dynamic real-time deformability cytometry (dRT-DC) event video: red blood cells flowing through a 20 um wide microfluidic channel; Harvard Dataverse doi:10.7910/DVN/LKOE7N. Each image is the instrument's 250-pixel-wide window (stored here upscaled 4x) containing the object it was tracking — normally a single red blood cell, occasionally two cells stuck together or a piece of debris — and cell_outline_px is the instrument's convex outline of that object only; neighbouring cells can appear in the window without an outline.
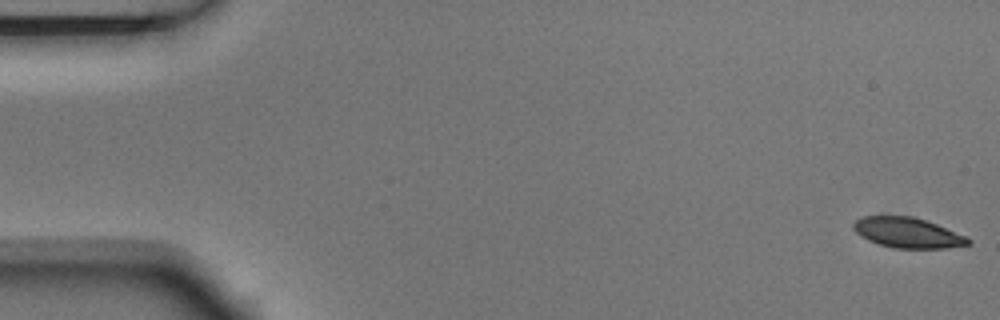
{"species": "Egyptian fruit bat (a non-hibernating species)", "species_latin": "Rousettus aegyptiacus", "temperature_condition": "room temperature", "stored_images_in_passage": 6, "camera_frame_rate_fps": 3000, "um_per_image_px": 0.085, "animal": {"sex": "male"}, "frame": {"image": 1, "passage_image": 1, "time_ms": 0.0, "image_size_px": [1000, 320], "cell_outline_px": [[972, 240], [968, 244], [944, 248], [892, 248], [868, 240], [860, 236], [852, 228], [852, 224], [860, 216], [912, 216], [936, 224], [968, 236]], "centroid_in_image_um": [77.13, 19.78], "position_along_channel_um": 7.9, "area_um2": 20.23}}
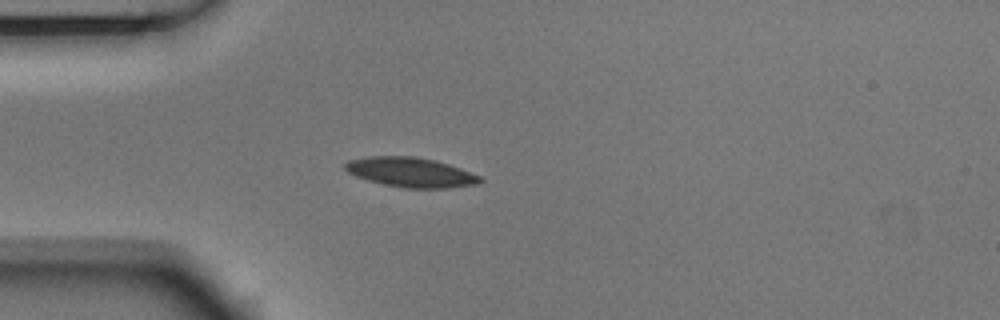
{"frame": {"image": 2, "passage_image": 5, "time_ms": 1.333, "image_size_px": [1000, 320], "cell_outline_px": [[484, 180], [480, 184], [448, 188], [404, 188], [384, 184], [368, 180], [356, 176], [348, 172], [344, 168], [344, 164], [348, 160], [372, 156], [412, 156], [432, 160], [448, 164], [460, 168], [480, 176]], "centroid_in_image_um": [34.93, 14.65], "position_along_channel_um": 50.1, "area_um2": 23.24}}